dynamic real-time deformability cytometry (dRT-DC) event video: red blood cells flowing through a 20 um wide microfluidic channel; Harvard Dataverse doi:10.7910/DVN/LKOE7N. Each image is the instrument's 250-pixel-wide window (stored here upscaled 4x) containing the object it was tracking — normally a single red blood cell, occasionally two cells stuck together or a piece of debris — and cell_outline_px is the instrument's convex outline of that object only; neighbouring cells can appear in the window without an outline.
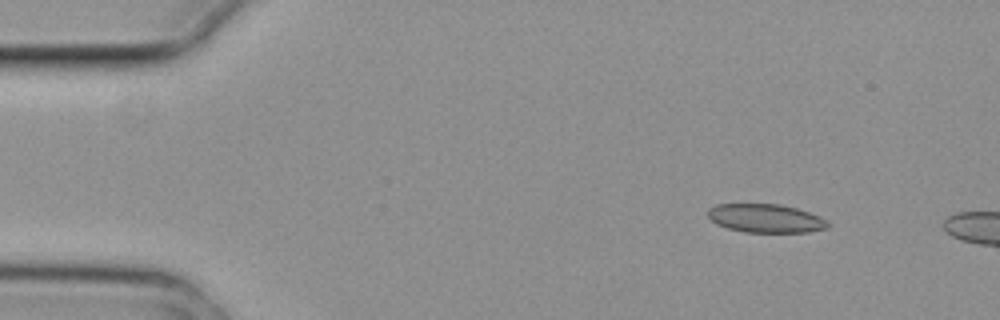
{"species": "common noctule bat (a hibernating species)", "species_latin": "Nyctalus noctula", "temperature_condition": "cold", "stored_images_in_passage": 4, "camera_frame_rate_fps": 3000, "um_per_image_px": 0.085, "animal": {"sex": "female", "body_mass_g": 29.2, "forearm_length_mm": 56.3}, "frame": {"image": 1, "passage_image": 2, "time_ms": 0.333, "image_size_px": [1000, 320], "cell_outline_px": [[828, 228], [808, 232], [744, 232], [728, 228], [716, 224], [708, 216], [708, 208], [716, 204], [780, 204], [796, 208], [820, 216], [828, 220]], "centroid_in_image_um": [65.08, 18.55], "position_along_channel_um": 19.9, "area_um2": 20.0}}